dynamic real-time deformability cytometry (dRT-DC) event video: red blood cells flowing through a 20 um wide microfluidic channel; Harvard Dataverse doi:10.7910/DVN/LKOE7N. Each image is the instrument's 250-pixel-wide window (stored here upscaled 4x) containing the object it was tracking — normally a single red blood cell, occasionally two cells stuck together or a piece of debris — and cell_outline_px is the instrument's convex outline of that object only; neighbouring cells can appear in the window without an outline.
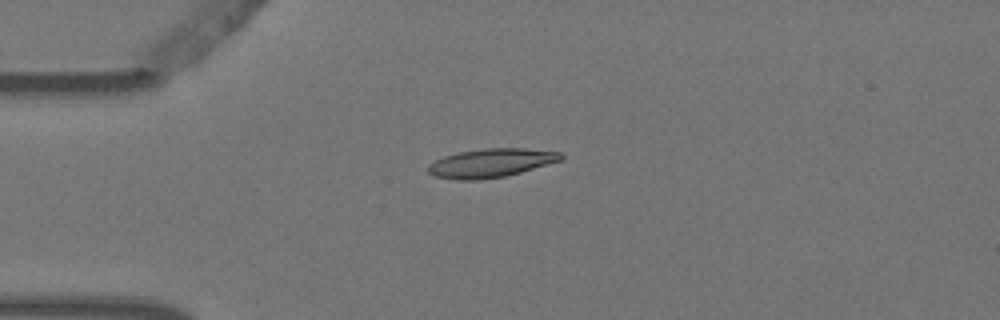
{"species": "Egyptian fruit bat (a non-hibernating species)", "species_latin": "Rousettus aegyptiacus", "temperature_condition": "warm", "stored_images_in_passage": 5, "camera_frame_rate_fps": 3000, "um_per_image_px": 0.085, "animal": {"sex": "female"}, "frame": {"image": 1, "passage_image": 3, "time_ms": 0.667, "image_size_px": [1000, 320], "cell_outline_px": [[564, 160], [520, 172], [504, 176], [480, 180], [456, 180], [436, 176], [428, 172], [428, 164], [444, 156], [460, 152], [484, 148], [524, 148], [560, 152], [564, 156]], "centroid_in_image_um": [41.75, 13.85], "position_along_channel_um": 43.2, "area_um2": 22.2}}
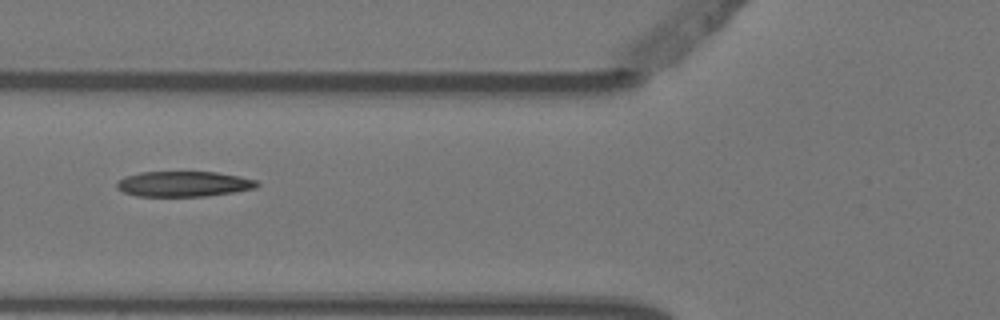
{"frame": {"image": 2, "passage_image": 5, "time_ms": 1.333, "image_size_px": [1000, 320], "cell_outline_px": [[260, 184], [256, 188], [236, 192], [204, 196], [136, 196], [124, 192], [116, 188], [116, 180], [124, 176], [140, 172], [216, 172], [240, 176], [256, 180]], "centroid_in_image_um": [15.59, 15.63], "position_along_channel_um": 110.2, "area_um2": 20.92}}